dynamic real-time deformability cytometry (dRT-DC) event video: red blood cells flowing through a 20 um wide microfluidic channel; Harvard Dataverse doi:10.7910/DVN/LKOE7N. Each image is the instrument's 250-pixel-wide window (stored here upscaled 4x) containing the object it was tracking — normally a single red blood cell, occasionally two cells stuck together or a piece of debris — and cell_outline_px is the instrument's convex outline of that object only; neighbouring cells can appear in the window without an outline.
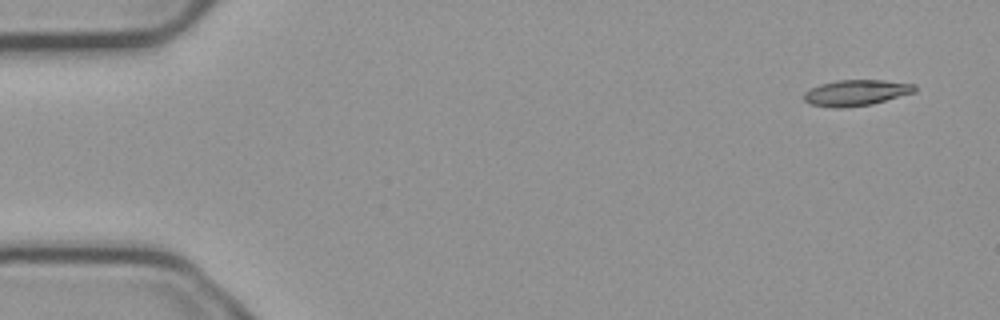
{"species": "common noctule bat (a hibernating species)", "species_latin": "Nyctalus noctula", "temperature_condition": "cold", "stored_images_in_passage": 4, "camera_frame_rate_fps": 3000, "um_per_image_px": 0.085, "animal": {"sex": "male", "body_mass_g": 23.1, "forearm_length_mm": 52.7}, "frame": {"image": 1, "passage_image": 1, "time_ms": 0.0, "image_size_px": [1000, 320], "cell_outline_px": [[916, 92], [872, 104], [840, 108], [836, 108], [808, 104], [804, 100], [804, 92], [820, 84], [836, 80], [884, 80], [916, 84]], "centroid_in_image_um": [72.78, 7.88], "position_along_channel_um": 12.2, "area_um2": 16.82}}
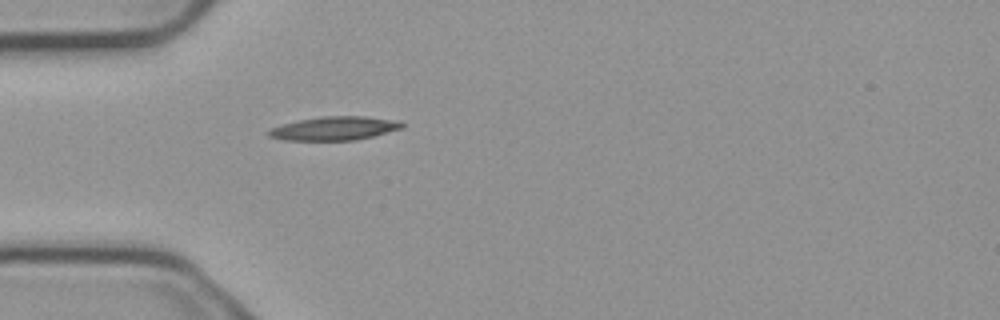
{"frame": {"image": 2, "passage_image": 4, "time_ms": 1.0, "image_size_px": [1000, 320], "cell_outline_px": [[404, 128], [356, 140], [284, 140], [268, 136], [268, 128], [300, 120], [320, 116], [364, 116], [388, 120], [404, 124]], "centroid_in_image_um": [28.36, 10.92], "position_along_channel_um": 56.6, "area_um2": 18.09}}